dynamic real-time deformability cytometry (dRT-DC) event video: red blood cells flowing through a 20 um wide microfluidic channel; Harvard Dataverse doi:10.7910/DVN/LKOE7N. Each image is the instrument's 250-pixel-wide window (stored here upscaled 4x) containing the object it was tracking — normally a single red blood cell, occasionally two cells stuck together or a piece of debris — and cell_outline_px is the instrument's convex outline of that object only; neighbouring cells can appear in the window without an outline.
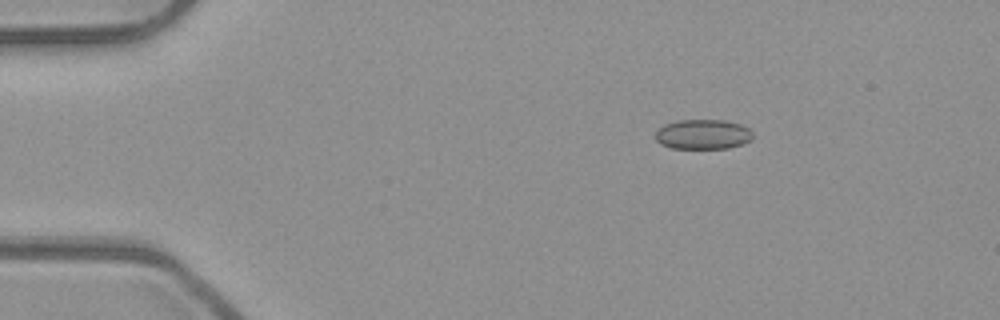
{"species": "common noctule bat (a hibernating species)", "species_latin": "Nyctalus noctula", "temperature_condition": "room temperature", "stored_images_in_passage": 4, "camera_frame_rate_fps": 3000, "um_per_image_px": 0.085, "animal": {"sex": "male", "body_mass_g": 23.1, "forearm_length_mm": 52.7}, "frame": {"image": 1, "passage_image": 2, "time_ms": 0.333, "image_size_px": [1000, 320], "cell_outline_px": [[752, 136], [748, 140], [740, 144], [728, 148], [672, 148], [660, 144], [656, 140], [656, 132], [664, 124], [676, 120], [724, 120], [740, 124], [748, 128], [752, 132]], "centroid_in_image_um": [59.71, 11.41], "position_along_channel_um": 25.3, "area_um2": 16.76}}